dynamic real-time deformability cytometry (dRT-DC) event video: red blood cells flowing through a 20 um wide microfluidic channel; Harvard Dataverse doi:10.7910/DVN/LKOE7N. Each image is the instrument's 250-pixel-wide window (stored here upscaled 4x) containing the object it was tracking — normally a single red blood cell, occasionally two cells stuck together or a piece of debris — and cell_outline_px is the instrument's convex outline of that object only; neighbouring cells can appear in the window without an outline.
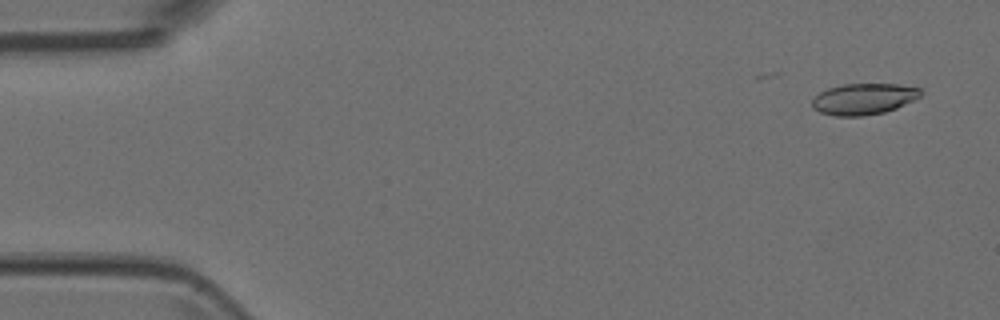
{"species": "Egyptian fruit bat (a non-hibernating species)", "species_latin": "Rousettus aegyptiacus", "temperature_condition": "room temperature", "stored_images_in_passage": 4, "camera_frame_rate_fps": 3000, "um_per_image_px": 0.085, "animal": {"sex": "female"}, "frame": {"image": 1, "passage_image": 1, "time_ms": 0.0, "image_size_px": [1000, 320], "cell_outline_px": [[924, 92], [920, 96], [896, 108], [884, 112], [864, 116], [836, 116], [820, 112], [812, 108], [812, 100], [820, 92], [828, 88], [844, 84], [896, 84], [920, 88]], "centroid_in_image_um": [73.4, 8.41], "position_along_channel_um": 11.6, "area_um2": 19.65}}
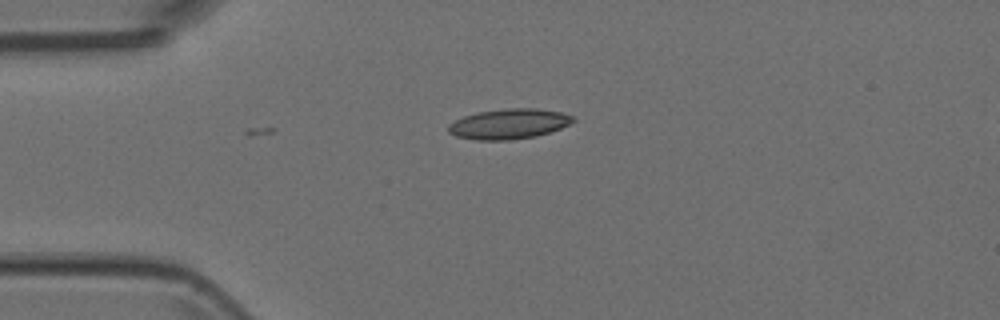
{"frame": {"image": 2, "passage_image": 4, "time_ms": 1.0, "image_size_px": [1000, 320], "cell_outline_px": [[576, 120], [560, 128], [536, 136], [508, 140], [476, 140], [456, 136], [448, 132], [448, 124], [464, 116], [480, 112], [508, 108], [536, 108], [560, 112], [576, 116]], "centroid_in_image_um": [43.27, 10.53], "position_along_channel_um": 41.7, "area_um2": 21.79}}